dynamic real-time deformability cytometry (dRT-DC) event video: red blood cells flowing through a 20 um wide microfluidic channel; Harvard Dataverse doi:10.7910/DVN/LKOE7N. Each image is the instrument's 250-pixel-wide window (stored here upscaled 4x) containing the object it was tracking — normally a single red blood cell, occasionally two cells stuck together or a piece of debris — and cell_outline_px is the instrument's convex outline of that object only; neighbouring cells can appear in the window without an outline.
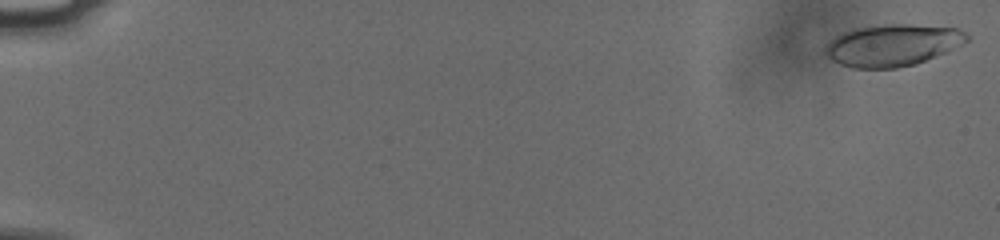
{"species": "human", "species_latin": "Homo sapiens", "temperature_condition": "cold", "stored_images_in_passage": 29, "camera_frame_rate_fps": 3000, "um_per_image_px": 0.085, "donor": {"sex": "male"}, "frame": {"image": 1, "passage_image": 1, "time_ms": 0.0, "image_size_px": [1000, 240], "cell_outline_px": [[968, 40], [936, 56], [916, 64], [896, 68], [852, 68], [840, 64], [832, 60], [824, 52], [824, 48], [836, 36], [852, 28], [884, 24], [912, 24], [956, 28], [964, 32], [968, 36]], "centroid_in_image_um": [75.83, 3.83], "position_along_channel_um": 9.2, "area_um2": 34.28}}
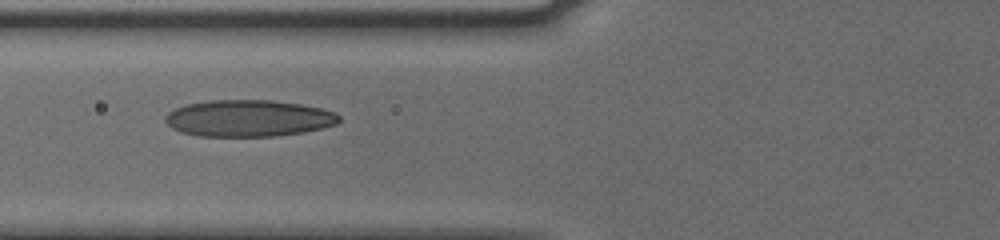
{"frame": {"image": 2, "passage_image": 22, "time_ms": 7.0, "image_size_px": [1000, 240], "cell_outline_px": [[340, 120], [336, 124], [304, 132], [276, 136], [200, 136], [180, 132], [172, 128], [164, 120], [164, 116], [168, 112], [176, 108], [188, 104], [208, 100], [268, 100], [300, 104], [320, 108], [336, 112], [340, 116]], "centroid_in_image_um": [21.11, 10.05], "position_along_channel_um": 104.7, "area_um2": 37.11}}
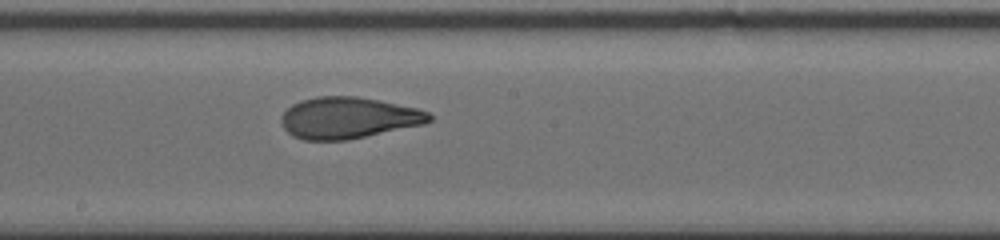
{"frame": {"image": 3, "passage_image": 29, "time_ms": 9.333, "image_size_px": [1000, 240], "cell_outline_px": [[432, 120], [424, 124], [348, 140], [304, 140], [292, 136], [284, 128], [284, 112], [292, 104], [300, 100], [320, 96], [356, 96], [380, 100], [416, 108], [428, 112], [432, 116]], "centroid_in_image_um": [29.63, 10.02], "position_along_channel_um": 218.6, "area_um2": 35.49}}